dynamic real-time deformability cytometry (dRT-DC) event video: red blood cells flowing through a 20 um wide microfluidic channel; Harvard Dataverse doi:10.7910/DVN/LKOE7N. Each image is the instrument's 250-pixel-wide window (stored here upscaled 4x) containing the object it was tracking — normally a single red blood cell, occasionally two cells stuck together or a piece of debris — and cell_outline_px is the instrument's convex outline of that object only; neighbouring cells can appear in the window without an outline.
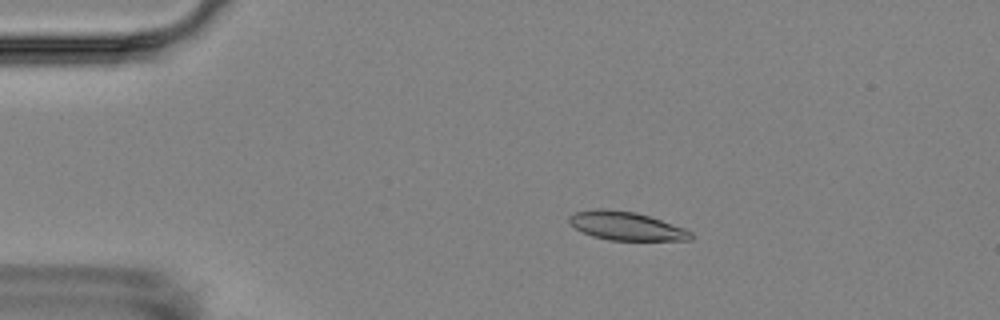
{"species": "Egyptian fruit bat (a non-hibernating species)", "species_latin": "Rousettus aegyptiacus", "temperature_condition": "room temperature", "stored_images_in_passage": 5, "camera_frame_rate_fps": 3000, "um_per_image_px": 0.085, "animal": {"sex": "female"}, "frame": {"image": 1, "passage_image": 3, "time_ms": 2.333, "image_size_px": [1000, 320], "cell_outline_px": [[692, 240], [608, 240], [592, 236], [576, 228], [568, 220], [568, 216], [576, 212], [596, 208], [604, 208], [636, 212], [684, 228], [692, 232]], "centroid_in_image_um": [53.21, 19.2], "position_along_channel_um": 31.8, "area_um2": 20.06}}